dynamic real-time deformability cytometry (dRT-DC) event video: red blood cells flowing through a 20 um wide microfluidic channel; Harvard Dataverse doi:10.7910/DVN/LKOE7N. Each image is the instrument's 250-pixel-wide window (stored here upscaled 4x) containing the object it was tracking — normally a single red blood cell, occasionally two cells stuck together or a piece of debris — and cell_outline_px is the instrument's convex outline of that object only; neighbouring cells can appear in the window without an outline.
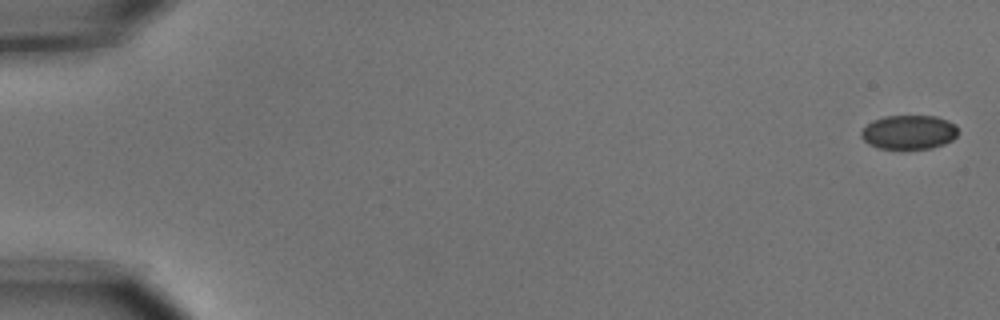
{"species": "common noctule bat (a hibernating species)", "species_latin": "Nyctalus noctula", "temperature_condition": "cold", "stored_images_in_passage": 10, "camera_frame_rate_fps": 3000, "um_per_image_px": 0.085, "animal": {"sex": "male", "body_mass_g": 15.6}, "frame": {"image": 1, "passage_image": 1, "time_ms": 0.0, "image_size_px": [1000, 320], "cell_outline_px": [[960, 132], [952, 140], [944, 144], [932, 148], [880, 148], [868, 144], [860, 136], [860, 132], [872, 120], [884, 116], [936, 116], [948, 120], [956, 124]], "centroid_in_image_um": [77.28, 11.22], "position_along_channel_um": 7.7, "area_um2": 19.36}}
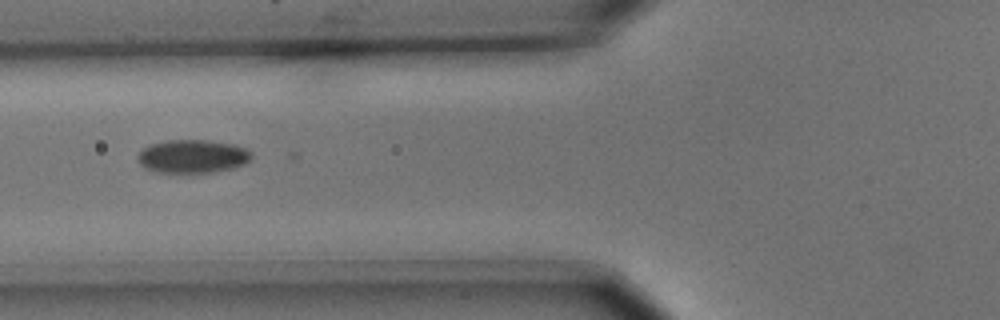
{"frame": {"image": 2, "passage_image": 7, "time_ms": 2.0, "image_size_px": [1000, 320], "cell_outline_px": [[252, 156], [244, 164], [232, 168], [212, 172], [156, 172], [144, 168], [136, 160], [136, 156], [148, 144], [168, 140], [208, 140], [236, 144], [248, 148], [252, 152]], "centroid_in_image_um": [16.36, 13.27], "position_along_channel_um": 109.4, "area_um2": 22.31}}
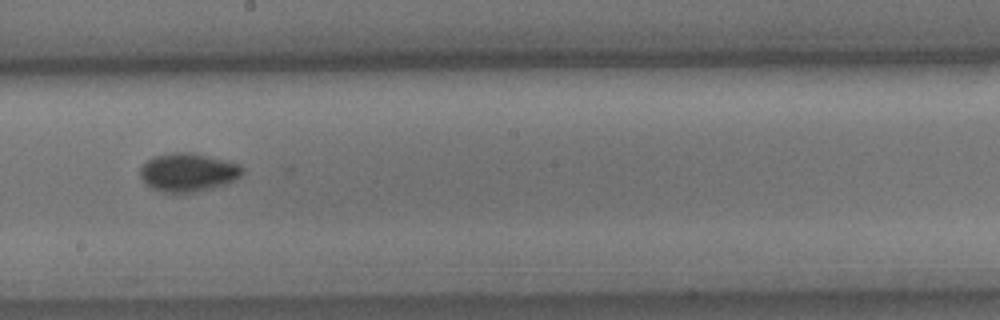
{"frame": {"image": 3, "passage_image": 10, "time_ms": 3.0, "image_size_px": [1000, 320], "cell_outline_px": [[244, 172], [240, 176], [224, 184], [212, 188], [196, 192], [164, 192], [152, 188], [140, 176], [140, 168], [152, 156], [172, 152], [192, 152], [228, 160], [240, 164], [244, 168]], "centroid_in_image_um": [16.01, 14.62], "position_along_channel_um": 232.2, "area_um2": 22.89}}